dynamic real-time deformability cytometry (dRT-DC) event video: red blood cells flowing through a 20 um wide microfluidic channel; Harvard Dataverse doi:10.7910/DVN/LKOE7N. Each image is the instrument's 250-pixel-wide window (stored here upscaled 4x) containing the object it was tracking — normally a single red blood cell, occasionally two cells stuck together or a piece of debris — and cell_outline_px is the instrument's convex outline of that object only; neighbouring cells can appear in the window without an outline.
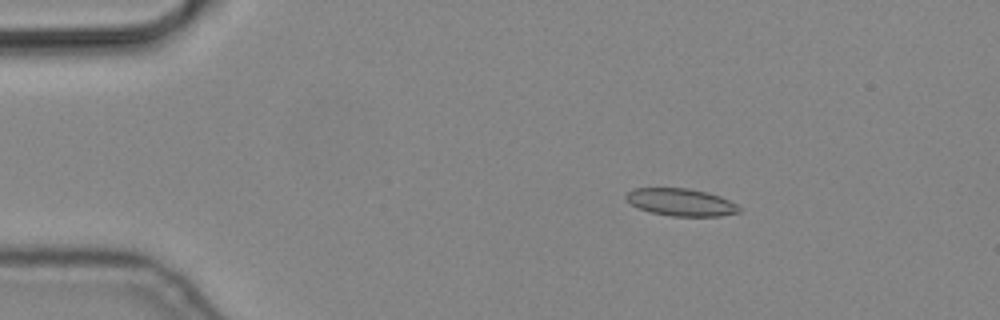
{"species": "common noctule bat (a hibernating species)", "species_latin": "Nyctalus noctula", "temperature_condition": "cold", "stored_images_in_passage": 4, "camera_frame_rate_fps": 3000, "um_per_image_px": 0.085, "animal": {"sex": "male", "body_mass_g": 19.2, "forearm_length_mm": 51.8}, "frame": {"image": 1, "passage_image": 3, "time_ms": 0.667, "image_size_px": [1000, 320], "cell_outline_px": [[740, 212], [720, 216], [672, 216], [652, 212], [640, 208], [632, 204], [624, 196], [632, 188], [688, 188], [708, 192], [720, 196], [736, 204], [740, 208]], "centroid_in_image_um": [57.89, 17.18], "position_along_channel_um": 27.1, "area_um2": 17.92}}